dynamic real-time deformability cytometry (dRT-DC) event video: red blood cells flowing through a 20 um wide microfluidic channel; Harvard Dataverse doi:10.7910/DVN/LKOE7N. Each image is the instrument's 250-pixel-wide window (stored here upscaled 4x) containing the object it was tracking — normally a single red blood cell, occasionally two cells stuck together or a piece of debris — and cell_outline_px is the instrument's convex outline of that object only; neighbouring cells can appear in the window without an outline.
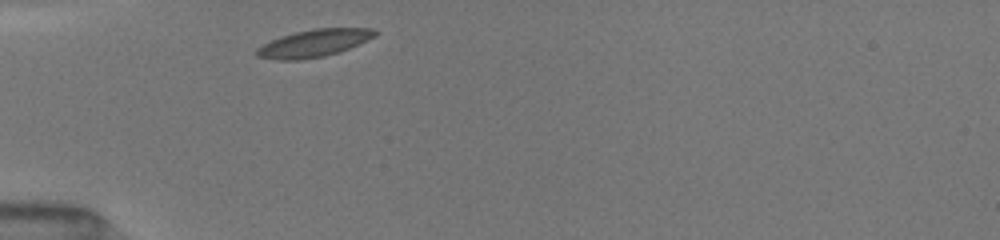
{"species": "common noctule bat (a hibernating species)", "species_latin": "Nyctalus noctula", "temperature_condition": "room temperature", "stored_images_in_passage": 21, "camera_frame_rate_fps": 3000, "um_per_image_px": 0.085, "animal": {"sex": "female", "body_mass_g": 19.5, "forearm_length_mm": 54.1}, "frame": {"image": 1, "passage_image": 1, "time_ms": 0.0, "image_size_px": [1000, 240], "cell_outline_px": [[376, 36], [368, 40], [340, 52], [324, 56], [300, 60], [280, 60], [256, 56], [256, 48], [280, 36], [312, 28], [372, 28], [376, 32]], "centroid_in_image_um": [26.69, 3.67], "position_along_channel_um": 58.3, "area_um2": 18.84}}
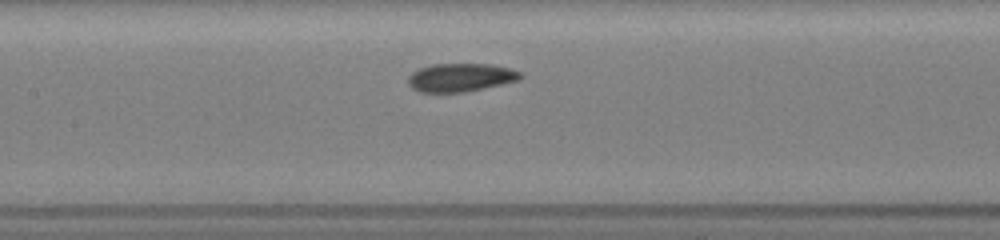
{"frame": {"image": 2, "passage_image": 16, "time_ms": 3.0, "image_size_px": [1000, 240], "cell_outline_px": [[524, 76], [520, 80], [484, 88], [464, 92], [420, 92], [412, 88], [408, 84], [408, 76], [412, 72], [420, 68], [432, 64], [488, 64], [512, 68], [520, 72]], "centroid_in_image_um": [39.17, 6.58], "position_along_channel_um": 168.2, "area_um2": 18.61}}
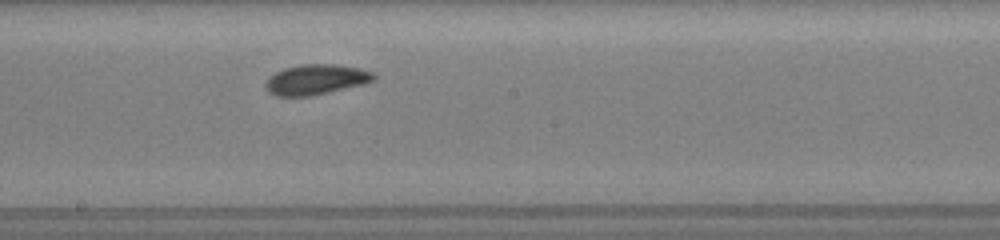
{"frame": {"image": 3, "passage_image": 21, "time_ms": 4.333, "image_size_px": [1000, 240], "cell_outline_px": [[376, 76], [372, 80], [364, 84], [328, 92], [308, 96], [276, 96], [268, 92], [264, 88], [264, 84], [268, 76], [284, 68], [300, 64], [336, 64], [360, 68], [372, 72]], "centroid_in_image_um": [26.8, 6.75], "position_along_channel_um": 221.4, "area_um2": 19.13}}